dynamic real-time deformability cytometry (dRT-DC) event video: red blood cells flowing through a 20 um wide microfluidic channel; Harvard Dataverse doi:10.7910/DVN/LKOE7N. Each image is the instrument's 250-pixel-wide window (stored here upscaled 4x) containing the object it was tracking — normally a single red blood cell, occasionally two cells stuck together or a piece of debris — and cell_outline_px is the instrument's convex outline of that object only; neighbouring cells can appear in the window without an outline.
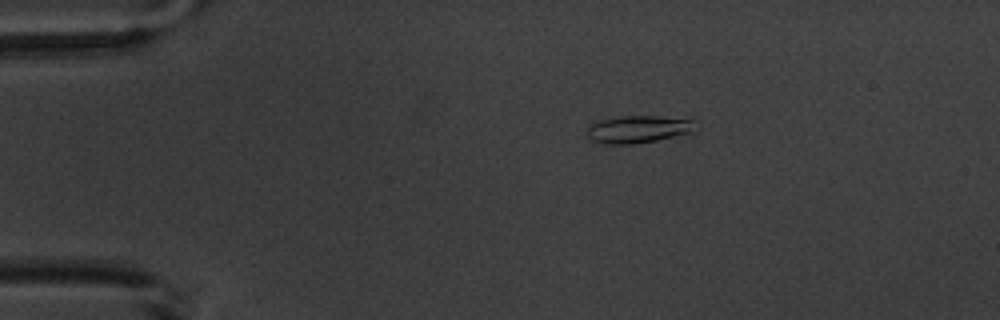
{"species": "common noctule bat (a hibernating species)", "species_latin": "Nyctalus noctula", "temperature_condition": "warm", "stored_images_in_passage": 8, "camera_frame_rate_fps": 3000, "um_per_image_px": 0.085, "animal": {"sex": "male", "body_mass_g": 20.1, "forearm_length_mm": 53.5}, "frame": {"image": 1, "passage_image": 3, "time_ms": 3.333, "image_size_px": [1000, 320], "cell_outline_px": [[692, 132], [656, 140], [632, 144], [608, 144], [592, 140], [588, 136], [588, 124], [596, 120], [620, 116], [660, 116], [692, 120]], "centroid_in_image_um": [54.15, 10.97], "position_along_channel_um": 30.9, "area_um2": 17.05}}
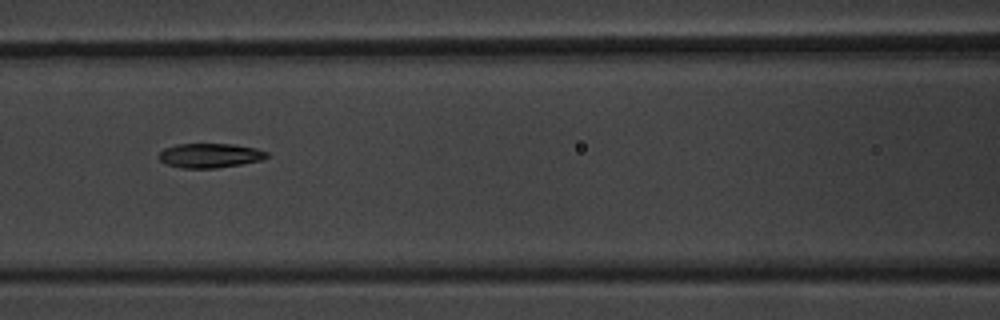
{"frame": {"image": 2, "passage_image": 7, "time_ms": 8.0, "image_size_px": [1000, 320], "cell_outline_px": [[268, 156], [260, 160], [240, 164], [216, 168], [180, 168], [164, 164], [160, 160], [160, 152], [164, 148], [176, 144], [232, 144], [256, 148], [268, 152]], "centroid_in_image_um": [17.81, 13.22], "position_along_channel_um": 148.8, "area_um2": 15.32}}
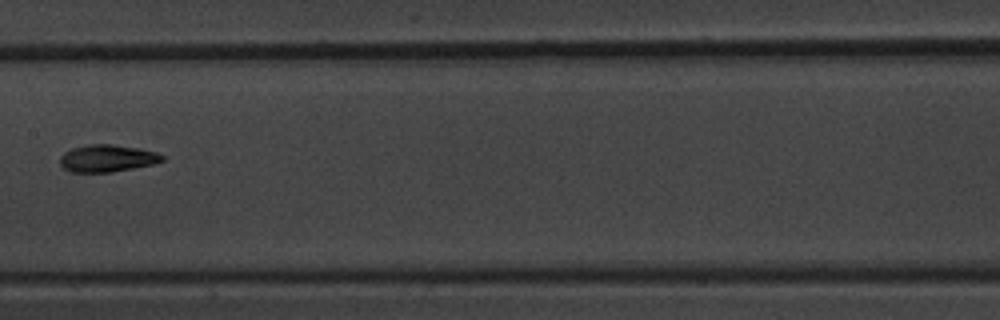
{"frame": {"image": 3, "passage_image": 8, "time_ms": 9.333, "image_size_px": [1000, 320], "cell_outline_px": [[164, 160], [152, 164], [112, 172], [72, 172], [64, 168], [60, 164], [60, 156], [64, 152], [72, 148], [88, 144], [112, 144], [136, 148], [156, 152], [164, 156]], "centroid_in_image_um": [9.08, 13.45], "position_along_channel_um": 198.3, "area_um2": 16.07}}